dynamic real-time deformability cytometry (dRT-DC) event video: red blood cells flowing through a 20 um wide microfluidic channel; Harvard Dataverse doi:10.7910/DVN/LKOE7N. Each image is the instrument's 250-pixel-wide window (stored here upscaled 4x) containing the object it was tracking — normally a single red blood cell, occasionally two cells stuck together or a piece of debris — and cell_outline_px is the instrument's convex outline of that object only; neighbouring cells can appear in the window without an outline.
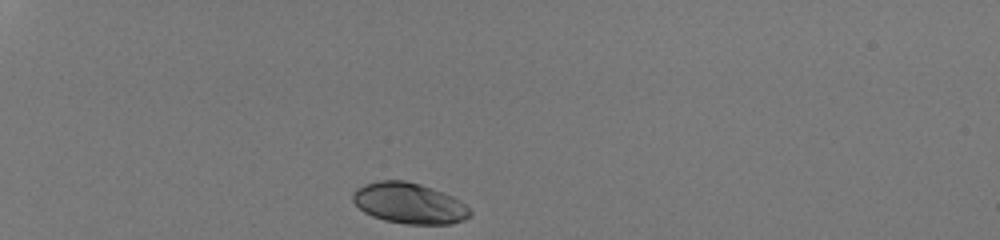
{"species": "human", "species_latin": "Homo sapiens", "temperature_condition": "room temperature", "stored_images_in_passage": 31, "camera_frame_rate_fps": 3000, "um_per_image_px": 0.085, "donor": {"sex": "male"}, "frame": {"image": 1, "passage_image": 1, "time_ms": 0.0, "image_size_px": [1000, 240], "cell_outline_px": [[472, 216], [464, 220], [452, 224], [404, 224], [384, 220], [372, 216], [364, 212], [352, 200], [352, 192], [356, 188], [364, 184], [380, 180], [404, 180], [420, 184], [432, 188], [452, 196], [460, 200], [472, 212]], "centroid_in_image_um": [34.78, 17.28], "position_along_channel_um": 50.2, "area_um2": 28.03}}
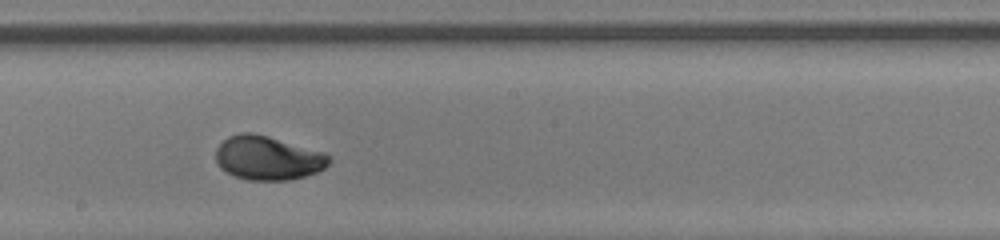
{"frame": {"image": 2, "passage_image": 18, "time_ms": 5.667, "image_size_px": [1000, 240], "cell_outline_px": [[332, 160], [324, 168], [316, 172], [292, 180], [248, 180], [236, 176], [220, 168], [216, 160], [216, 148], [228, 136], [240, 132], [252, 132], [268, 136], [324, 152], [332, 156]], "centroid_in_image_um": [22.78, 13.42], "position_along_channel_um": 225.4, "area_um2": 29.07}}
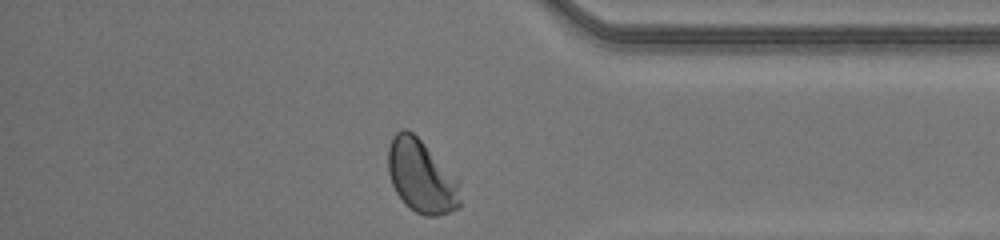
{"frame": {"image": 3, "passage_image": 31, "time_ms": 10.0, "image_size_px": [1000, 240], "cell_outline_px": [[460, 204], [456, 208], [448, 212], [436, 216], [424, 216], [416, 212], [404, 204], [396, 192], [392, 184], [388, 172], [388, 148], [392, 136], [396, 132], [404, 128], [408, 128], [456, 176], [460, 200]], "centroid_in_image_um": [35.77, 14.98], "position_along_channel_um": 399.4, "area_um2": 30.46}, "authors_computed_cell_mechanics": {"area_um2": 28.611, "velocity_mm_per_s": 4.1537, "shape_relaxation_time_tau1_ms": 2.6223, "shape_relaxation_time_tau2_ms": null, "deformation_change_tau1": 0.1432, "deformation_change_tau2": null}}